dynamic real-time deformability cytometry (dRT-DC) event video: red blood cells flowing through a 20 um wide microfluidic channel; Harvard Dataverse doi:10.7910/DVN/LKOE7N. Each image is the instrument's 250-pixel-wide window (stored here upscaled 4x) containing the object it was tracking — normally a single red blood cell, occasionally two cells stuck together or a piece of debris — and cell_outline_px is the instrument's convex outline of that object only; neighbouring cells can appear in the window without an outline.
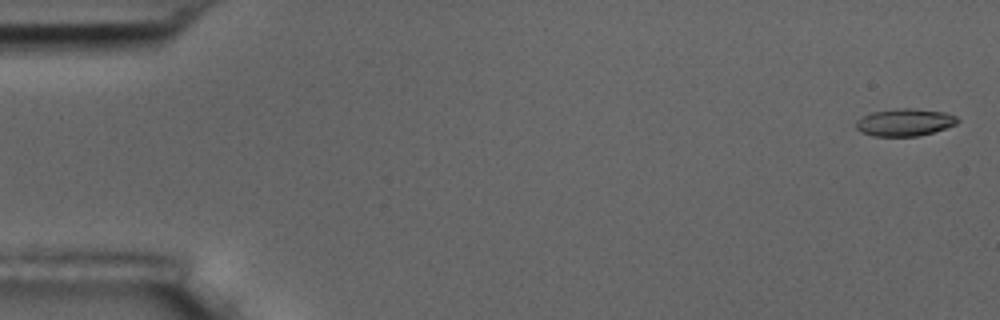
{"species": "common noctule bat (a hibernating species)", "species_latin": "Nyctalus noctula", "temperature_condition": "room temperature", "stored_images_in_passage": 5, "camera_frame_rate_fps": 3000, "um_per_image_px": 0.085, "animal": {"sex": "male", "body_mass_g": 17.5, "forearm_length_mm": 52.3}, "frame": {"image": 1, "passage_image": 1, "time_ms": 0.0, "image_size_px": [1000, 320], "cell_outline_px": [[960, 120], [956, 124], [932, 132], [916, 136], [872, 136], [860, 132], [856, 128], [856, 120], [872, 112], [896, 108], [912, 108], [944, 112], [956, 116]], "centroid_in_image_um": [76.88, 10.39], "position_along_channel_um": 8.1, "area_um2": 16.13}}
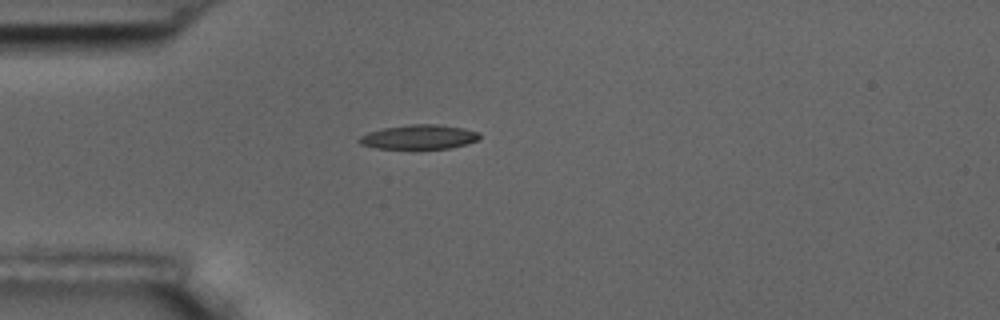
{"frame": {"image": 2, "passage_image": 5, "time_ms": 4.667, "image_size_px": [1000, 320], "cell_outline_px": [[480, 136], [476, 140], [464, 144], [448, 148], [376, 148], [360, 144], [356, 140], [360, 136], [368, 132], [384, 128], [408, 124], [440, 124], [464, 128], [480, 132]], "centroid_in_image_um": [35.59, 11.62], "position_along_channel_um": 49.4, "area_um2": 16.99}}